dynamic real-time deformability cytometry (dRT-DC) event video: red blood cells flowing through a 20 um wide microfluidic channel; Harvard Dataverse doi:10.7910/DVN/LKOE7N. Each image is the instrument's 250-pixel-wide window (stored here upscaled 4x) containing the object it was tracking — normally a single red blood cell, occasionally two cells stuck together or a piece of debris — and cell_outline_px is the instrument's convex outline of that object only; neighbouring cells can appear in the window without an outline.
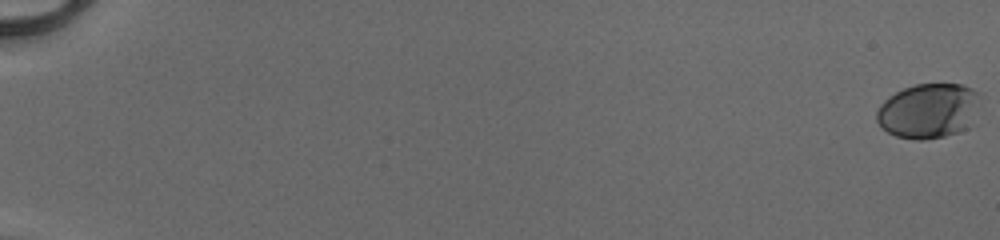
{"species": "human", "species_latin": "Homo sapiens", "temperature_condition": "cold", "stored_images_in_passage": 54, "camera_frame_rate_fps": 3000, "um_per_image_px": 0.085, "donor": {"sex": "male"}, "frame": {"image": 1, "passage_image": 1, "time_ms": 0.0, "image_size_px": [1000, 240], "cell_outline_px": [[980, 96], [972, 124], [968, 128], [960, 132], [944, 136], [924, 140], [916, 140], [896, 136], [888, 132], [876, 120], [876, 112], [880, 104], [888, 96], [904, 88], [916, 84], [964, 84], [980, 92]], "centroid_in_image_um": [78.94, 9.42], "position_along_channel_um": 6.1, "area_um2": 33.35}}
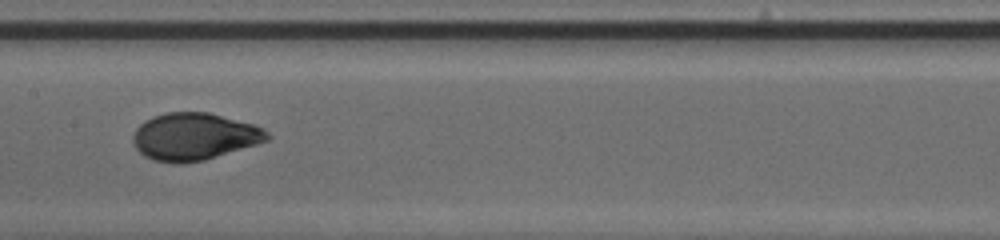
{"frame": {"image": 2, "passage_image": 31, "time_ms": 10.0, "image_size_px": [1000, 240], "cell_outline_px": [[272, 136], [268, 140], [256, 144], [204, 160], [180, 164], [176, 164], [156, 160], [144, 156], [132, 144], [132, 136], [136, 128], [144, 120], [152, 116], [164, 112], [208, 112], [256, 124], [264, 128]], "centroid_in_image_um": [16.5, 11.59], "position_along_channel_um": 190.9, "area_um2": 37.22}}
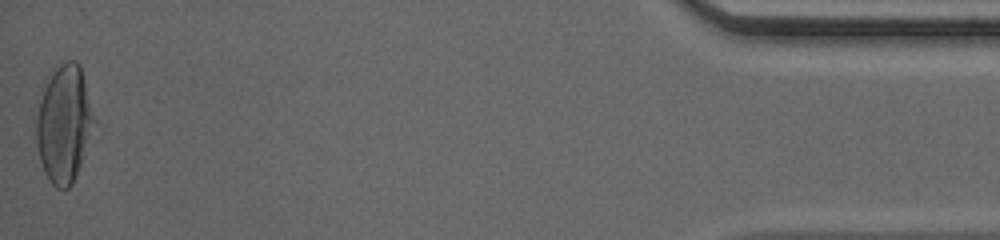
{"frame": {"image": 3, "passage_image": 54, "time_ms": 17.667, "image_size_px": [1000, 240], "cell_outline_px": [[92, 120], [80, 164], [76, 176], [72, 184], [68, 188], [56, 188], [52, 184], [44, 172], [40, 160], [36, 144], [32, 120], [40, 88], [44, 80], [60, 64], [68, 60], [76, 60], [80, 64], [92, 116]], "centroid_in_image_um": [5.29, 10.47], "position_along_channel_um": 429.9, "area_um2": 39.36}, "authors_computed_cell_mechanics": {"area_um2": 36.1828, "velocity_mm_per_s": 4.1284, "shape_relaxation_time_tau1_ms": 4.2983, "shape_relaxation_time_tau2_ms": null, "deformation_change_tau1": 0.1853, "deformation_change_tau2": null}}